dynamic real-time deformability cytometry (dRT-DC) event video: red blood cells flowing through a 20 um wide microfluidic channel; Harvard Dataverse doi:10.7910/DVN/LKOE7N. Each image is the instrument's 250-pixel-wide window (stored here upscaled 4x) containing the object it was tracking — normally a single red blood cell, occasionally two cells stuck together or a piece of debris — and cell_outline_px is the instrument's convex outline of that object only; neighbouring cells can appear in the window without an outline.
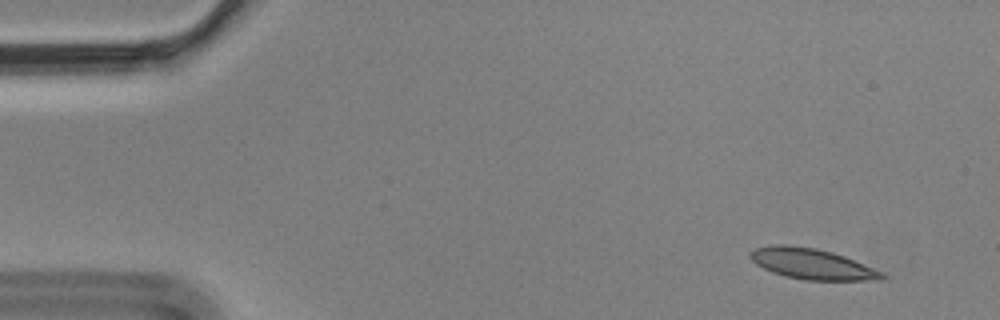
{"species": "Egyptian fruit bat (a non-hibernating species)", "species_latin": "Rousettus aegyptiacus", "temperature_condition": "cold", "stored_images_in_passage": 5, "camera_frame_rate_fps": 3000, "um_per_image_px": 0.085, "animal": {"sex": "male"}, "frame": {"image": 1, "passage_image": 1, "time_ms": 0.0, "image_size_px": [1000, 320], "cell_outline_px": [[884, 276], [880, 280], [804, 280], [784, 276], [772, 272], [756, 264], [748, 256], [756, 248], [772, 244], [784, 244], [816, 248], [832, 252], [844, 256], [884, 272]], "centroid_in_image_um": [69.0, 22.43], "position_along_channel_um": 16.0, "area_um2": 23.47}}